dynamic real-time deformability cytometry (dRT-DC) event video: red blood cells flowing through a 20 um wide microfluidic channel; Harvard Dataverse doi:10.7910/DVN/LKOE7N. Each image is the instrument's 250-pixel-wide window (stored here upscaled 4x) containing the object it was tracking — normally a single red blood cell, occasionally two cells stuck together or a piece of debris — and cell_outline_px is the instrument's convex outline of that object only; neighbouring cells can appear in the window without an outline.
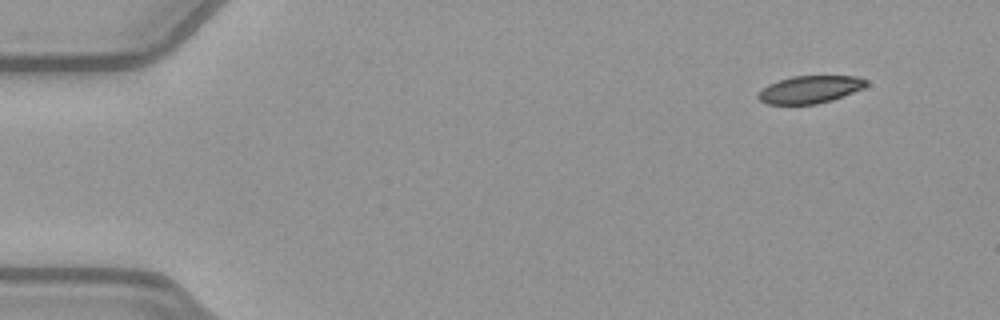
{"species": "common noctule bat (a hibernating species)", "species_latin": "Nyctalus noctula", "temperature_condition": "warm", "stored_images_in_passage": 44, "camera_frame_rate_fps": 3000, "um_per_image_px": 0.085, "animal": {"sex": "female", "body_mass_g": 21.9}, "frame": {"image": 1, "passage_image": 1, "time_ms": 0.0, "image_size_px": [1000, 320], "cell_outline_px": [[868, 84], [864, 88], [832, 100], [816, 104], [768, 104], [760, 100], [756, 96], [768, 84], [792, 76], [856, 76], [868, 80]], "centroid_in_image_um": [68.88, 7.6], "position_along_channel_um": 16.1, "area_um2": 17.22}}
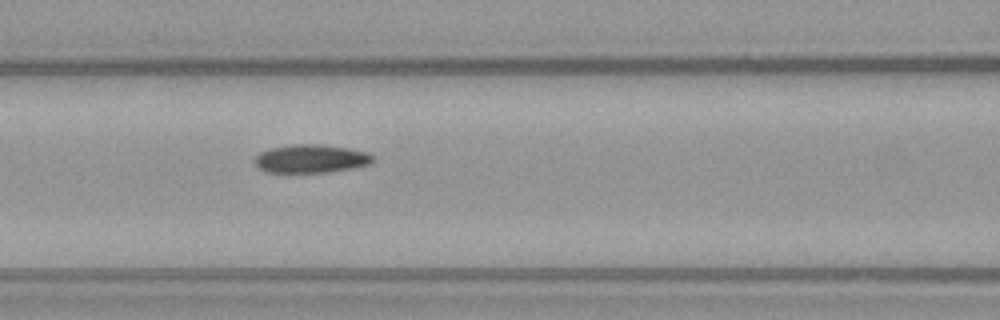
{"frame": {"image": 2, "passage_image": 19, "time_ms": 6.0, "image_size_px": [1000, 320], "cell_outline_px": [[372, 160], [368, 164], [352, 168], [328, 172], [264, 172], [256, 168], [252, 160], [260, 152], [272, 148], [292, 144], [316, 144], [348, 148], [368, 152], [372, 156]], "centroid_in_image_um": [26.35, 13.49], "position_along_channel_um": 140.2, "area_um2": 19.48}}
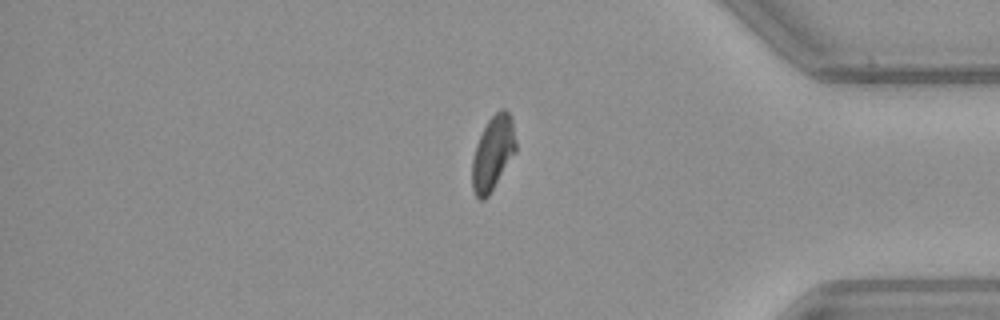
{"frame": {"image": 3, "passage_image": 40, "time_ms": 13.0, "image_size_px": [1000, 320], "cell_outline_px": [[516, 152], [488, 196], [484, 200], [480, 200], [476, 196], [472, 188], [472, 160], [476, 144], [488, 120], [500, 108], [504, 108], [512, 116], [516, 140]], "centroid_in_image_um": [41.91, 12.99], "position_along_channel_um": 393.3, "area_um2": 18.96}, "authors_computed_cell_mechanics": {"area_um2": 19.5653, "velocity_mm_per_s": 3.9759, "shape_relaxation_time_tau1_ms": 6.2688, "shape_relaxation_time_tau2_ms": 3.5666, "deformation_change_tau1": 0.1516, "deformation_change_tau2": 0.0995}}